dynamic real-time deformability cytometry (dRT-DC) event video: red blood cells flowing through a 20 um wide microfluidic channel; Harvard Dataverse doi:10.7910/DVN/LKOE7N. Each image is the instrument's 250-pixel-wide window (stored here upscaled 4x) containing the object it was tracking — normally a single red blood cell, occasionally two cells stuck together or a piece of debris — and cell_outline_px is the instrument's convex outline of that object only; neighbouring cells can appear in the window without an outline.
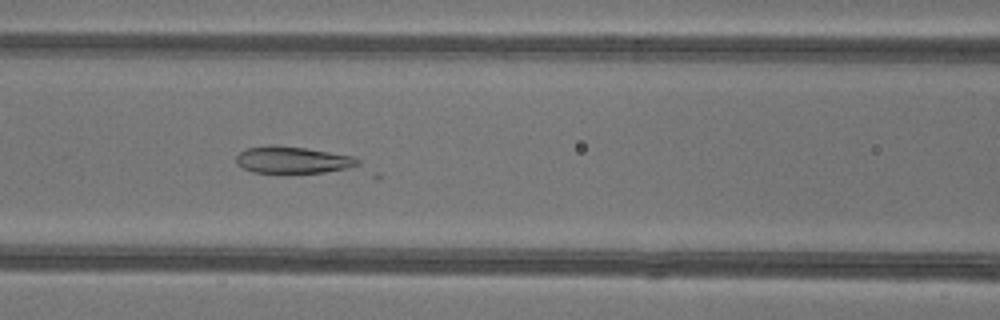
{"species": "common noctule bat (a hibernating species)", "species_latin": "Nyctalus noctula", "temperature_condition": "warm", "stored_images_in_passage": 33, "camera_frame_rate_fps": 3000, "um_per_image_px": 0.085, "animal": {"sex": "female"}, "frame": {"image": 1, "passage_image": 21, "time_ms": 6.667, "image_size_px": [1000, 320], "cell_outline_px": [[360, 164], [348, 168], [324, 172], [252, 172], [236, 164], [236, 156], [240, 152], [248, 148], [272, 144], [304, 148], [352, 156], [360, 160]], "centroid_in_image_um": [24.85, 13.58], "position_along_channel_um": 141.8, "area_um2": 18.73}}
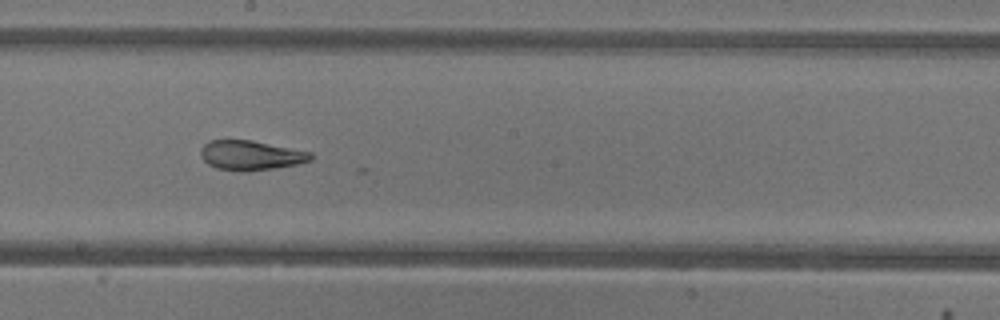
{"frame": {"image": 2, "passage_image": 27, "time_ms": 8.667, "image_size_px": [1000, 320], "cell_outline_px": [[312, 160], [296, 164], [276, 168], [244, 172], [240, 172], [216, 168], [208, 164], [200, 156], [200, 148], [208, 140], [252, 140], [312, 152]], "centroid_in_image_um": [21.29, 13.2], "position_along_channel_um": 226.9, "area_um2": 19.19}}
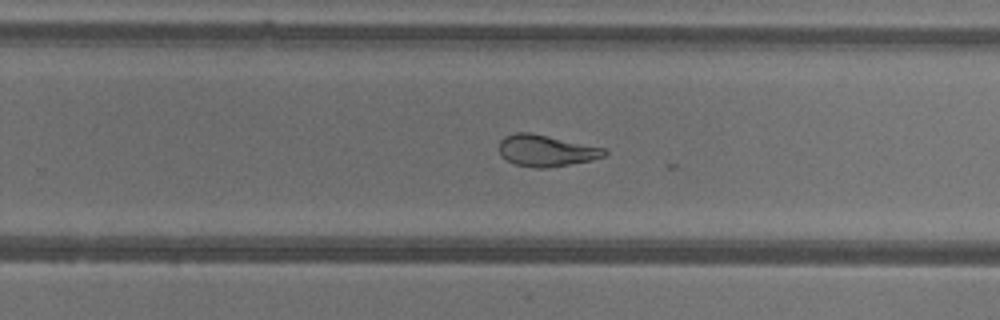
{"frame": {"image": 3, "passage_image": 31, "time_ms": 10.0, "image_size_px": [1000, 320], "cell_outline_px": [[608, 152], [604, 156], [592, 160], [548, 168], [532, 168], [516, 164], [500, 156], [500, 140], [504, 136], [516, 132], [528, 132], [548, 136], [604, 148]], "centroid_in_image_um": [46.4, 12.81], "position_along_channel_um": 283.4, "area_um2": 19.19}}